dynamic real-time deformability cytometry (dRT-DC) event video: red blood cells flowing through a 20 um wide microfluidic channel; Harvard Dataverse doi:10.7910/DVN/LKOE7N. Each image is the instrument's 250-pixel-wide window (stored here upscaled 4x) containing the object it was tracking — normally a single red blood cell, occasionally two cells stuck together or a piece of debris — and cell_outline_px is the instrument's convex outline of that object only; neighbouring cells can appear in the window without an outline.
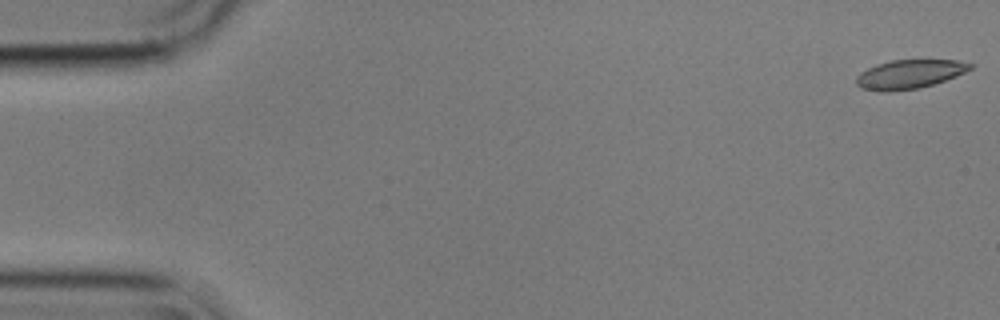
{"species": "common noctule bat (a hibernating species)", "species_latin": "Nyctalus noctula", "temperature_condition": "cold", "stored_images_in_passage": 56, "camera_frame_rate_fps": 3000, "um_per_image_px": 0.085, "animal": {"sex": "male", "body_mass_g": 17.9}, "frame": {"image": 1, "passage_image": 1, "time_ms": 0.0, "image_size_px": [1000, 320], "cell_outline_px": [[976, 64], [972, 68], [956, 76], [920, 88], [888, 92], [876, 92], [860, 88], [856, 84], [856, 76], [860, 72], [876, 64], [892, 60], [956, 60]], "centroid_in_image_um": [77.26, 6.31], "position_along_channel_um": 7.7, "area_um2": 19.36}}
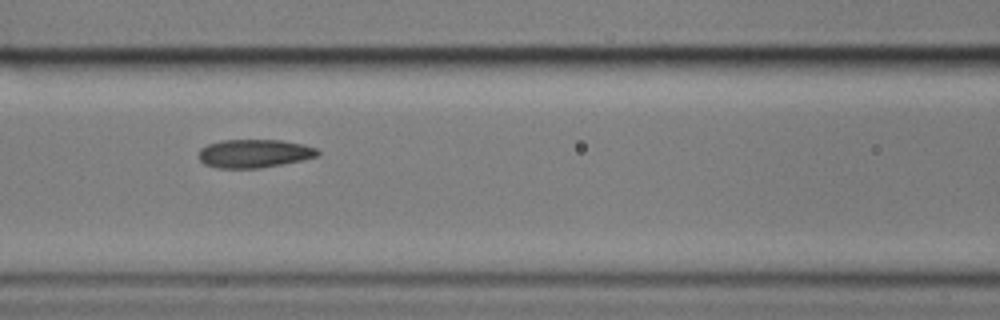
{"frame": {"image": 2, "passage_image": 24, "time_ms": 7.667, "image_size_px": [1000, 320], "cell_outline_px": [[320, 152], [316, 156], [300, 160], [260, 168], [216, 168], [204, 164], [200, 160], [200, 148], [208, 144], [224, 140], [280, 140], [304, 144], [316, 148]], "centroid_in_image_um": [21.59, 13.04], "position_along_channel_um": 145.0, "area_um2": 19.48}}
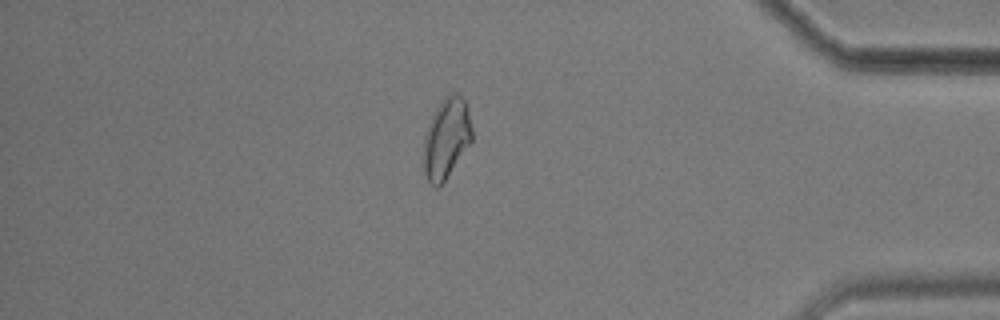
{"frame": {"image": 3, "passage_image": 48, "time_ms": 15.667, "image_size_px": [1000, 320], "cell_outline_px": [[472, 140], [444, 180], [436, 188], [428, 180], [424, 172], [424, 136], [428, 124], [436, 108], [444, 96], [448, 92], [456, 92], [468, 104], [472, 128]], "centroid_in_image_um": [37.95, 11.68], "position_along_channel_um": 397.2, "area_um2": 22.48}, "authors_computed_cell_mechanics": {"area_um2": 20.1433, "velocity_mm_per_s": 3.5683, "shape_relaxation_time_tau1_ms": 5.965, "shape_relaxation_time_tau2_ms": 2.5265, "deformation_change_tau1": 0.1213, "deformation_change_tau2": 0.0919}}